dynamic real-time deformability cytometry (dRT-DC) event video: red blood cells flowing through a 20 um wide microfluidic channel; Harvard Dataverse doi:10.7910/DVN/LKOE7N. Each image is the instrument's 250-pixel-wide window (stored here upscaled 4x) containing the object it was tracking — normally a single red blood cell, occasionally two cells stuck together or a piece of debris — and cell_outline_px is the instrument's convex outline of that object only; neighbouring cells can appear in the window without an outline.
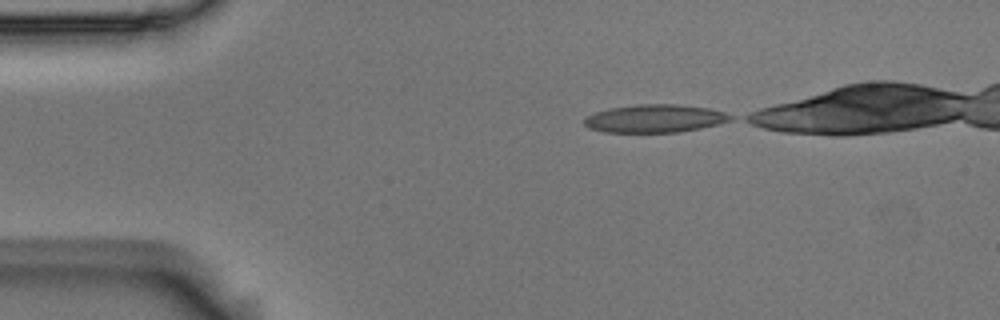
{"species": "Egyptian fruit bat (a non-hibernating species)", "species_latin": "Rousettus aegyptiacus", "temperature_condition": "room temperature", "stored_images_in_passage": 36, "camera_frame_rate_fps": 3000, "um_per_image_px": 0.085, "animal": {"sex": "male"}, "frame": {"image": 1, "passage_image": 1, "time_ms": 0.0, "image_size_px": [1000, 320], "cell_outline_px": [[736, 116], [732, 120], [700, 128], [680, 132], [604, 132], [588, 128], [584, 124], [584, 116], [596, 112], [612, 108], [636, 104], [680, 104], [708, 108], [724, 112]], "centroid_in_image_um": [55.67, 10.07], "position_along_channel_um": 29.3, "area_um2": 23.93}}
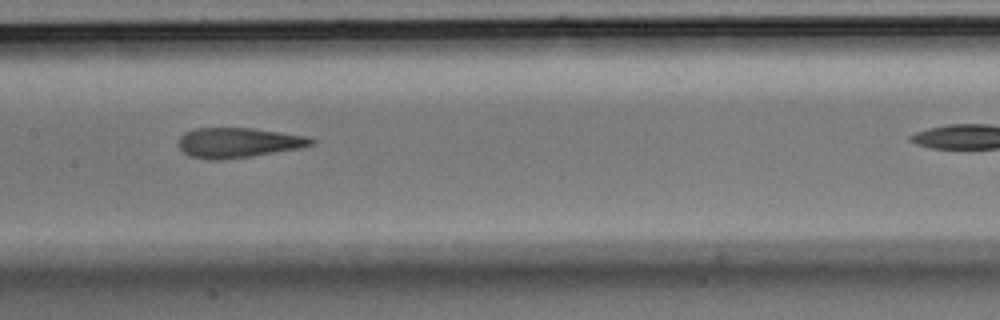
{"frame": {"image": 2, "passage_image": 18, "time_ms": 5.667, "image_size_px": [1000, 320], "cell_outline_px": [[316, 140], [312, 144], [300, 148], [252, 156], [220, 160], [212, 160], [188, 156], [180, 148], [180, 136], [184, 132], [196, 128], [252, 128], [308, 136]], "centroid_in_image_um": [20.25, 12.12], "position_along_channel_um": 187.1, "area_um2": 23.12}}
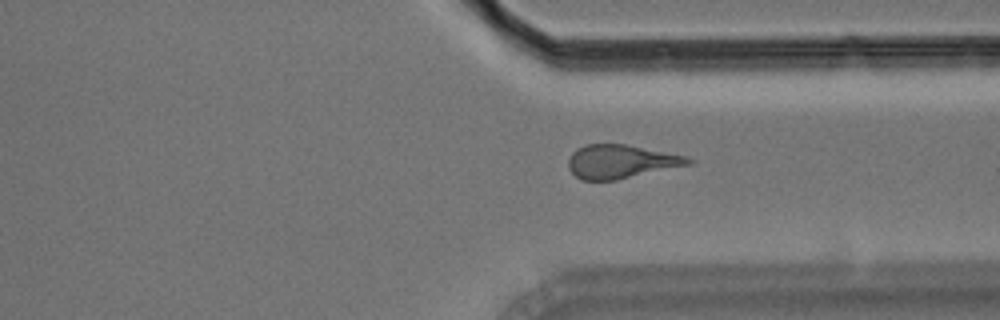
{"frame": {"image": 3, "passage_image": 32, "time_ms": 10.333, "image_size_px": [1000, 320], "cell_outline_px": [[696, 160], [692, 164], [616, 180], [584, 180], [576, 176], [568, 168], [568, 160], [572, 152], [576, 148], [584, 144], [624, 144], [688, 156]], "centroid_in_image_um": [52.79, 13.73], "position_along_channel_um": 358.6, "area_um2": 23.58}}